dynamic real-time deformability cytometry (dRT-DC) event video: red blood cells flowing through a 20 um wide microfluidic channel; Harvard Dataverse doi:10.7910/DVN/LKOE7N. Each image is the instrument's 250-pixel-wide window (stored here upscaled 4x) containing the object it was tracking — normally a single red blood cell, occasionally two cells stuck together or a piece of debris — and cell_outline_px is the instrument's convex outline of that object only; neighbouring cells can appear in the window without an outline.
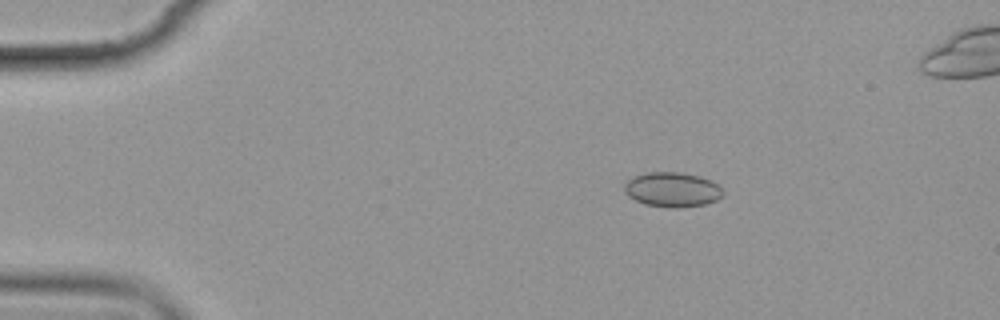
{"species": "common noctule bat (a hibernating species)", "species_latin": "Nyctalus noctula", "temperature_condition": "cold", "stored_images_in_passage": 6, "camera_frame_rate_fps": 3000, "um_per_image_px": 0.085, "animal": {"sex": "female", "body_mass_g": 19.9}, "frame": {"image": 1, "passage_image": 3, "time_ms": 2.333, "image_size_px": [1000, 320], "cell_outline_px": [[724, 192], [716, 200], [704, 204], [680, 208], [668, 208], [644, 204], [628, 196], [624, 192], [624, 184], [632, 176], [648, 172], [680, 172], [700, 176], [712, 180]], "centroid_in_image_um": [57.11, 16.11], "position_along_channel_um": 27.9, "area_um2": 20.06}}